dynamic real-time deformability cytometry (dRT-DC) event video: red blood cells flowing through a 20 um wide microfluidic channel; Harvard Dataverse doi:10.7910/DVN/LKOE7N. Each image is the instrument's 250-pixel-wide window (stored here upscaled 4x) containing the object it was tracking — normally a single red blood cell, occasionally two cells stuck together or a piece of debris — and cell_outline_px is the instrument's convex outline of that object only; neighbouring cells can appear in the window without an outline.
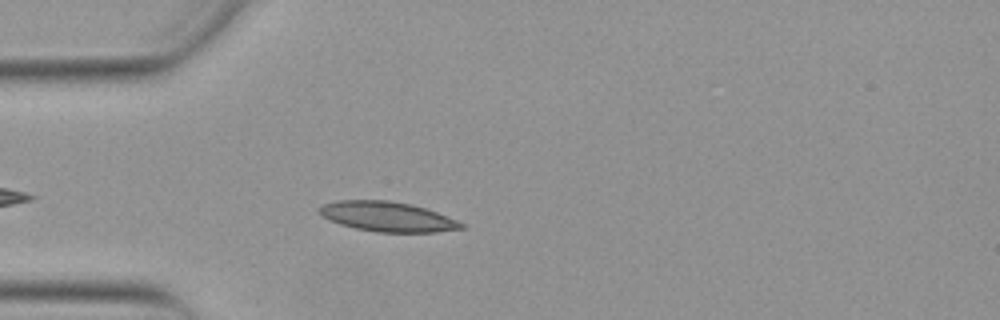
{"species": "Egyptian fruit bat (a non-hibernating species)", "species_latin": "Rousettus aegyptiacus", "temperature_condition": "warm", "stored_images_in_passage": 41, "camera_frame_rate_fps": 3000, "um_per_image_px": 0.085, "animal": {"sex": "female"}, "frame": {"image": 1, "passage_image": 6, "time_ms": 1.667, "image_size_px": [1000, 320], "cell_outline_px": [[464, 228], [436, 232], [376, 232], [356, 228], [340, 224], [328, 220], [320, 212], [320, 208], [324, 204], [336, 200], [388, 200], [408, 204], [424, 208], [436, 212], [456, 220], [464, 224]], "centroid_in_image_um": [32.92, 18.42], "position_along_channel_um": 52.1, "area_um2": 24.33}}
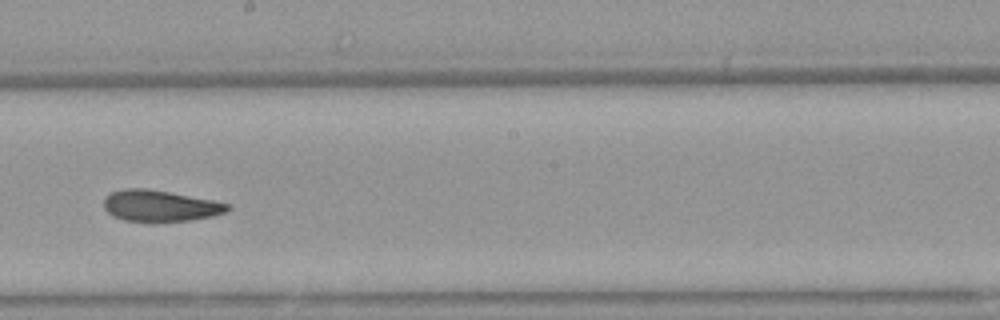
{"frame": {"image": 2, "passage_image": 21, "time_ms": 6.667, "image_size_px": [1000, 320], "cell_outline_px": [[232, 208], [224, 212], [212, 216], [188, 220], [152, 224], [124, 220], [112, 216], [104, 208], [104, 200], [112, 192], [124, 188], [148, 188], [212, 200], [232, 204]], "centroid_in_image_um": [13.6, 17.52], "position_along_channel_um": 234.6, "area_um2": 23.0}}
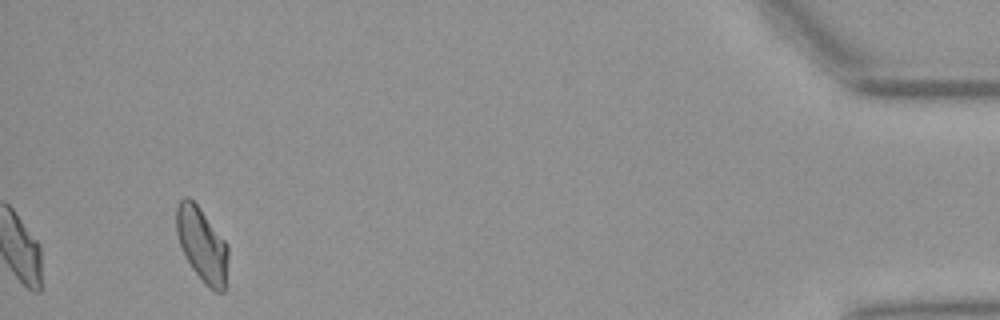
{"frame": {"image": 3, "passage_image": 41, "time_ms": 13.333, "image_size_px": [1000, 320], "cell_outline_px": [[228, 256], [224, 292], [216, 292], [208, 288], [192, 268], [180, 244], [176, 232], [176, 208], [180, 200], [184, 196], [188, 196], [200, 208], [228, 244]], "centroid_in_image_um": [17.18, 20.79], "position_along_channel_um": 418.0, "area_um2": 22.25}, "authors_computed_cell_mechanics": {"area_um2": 22.831, "velocity_mm_per_s": 3.8609, "shape_relaxation_time_tau1_ms": null, "shape_relaxation_time_tau2_ms": 4.0011, "deformation_change_tau1": null, "deformation_change_tau2": 0.0943}}